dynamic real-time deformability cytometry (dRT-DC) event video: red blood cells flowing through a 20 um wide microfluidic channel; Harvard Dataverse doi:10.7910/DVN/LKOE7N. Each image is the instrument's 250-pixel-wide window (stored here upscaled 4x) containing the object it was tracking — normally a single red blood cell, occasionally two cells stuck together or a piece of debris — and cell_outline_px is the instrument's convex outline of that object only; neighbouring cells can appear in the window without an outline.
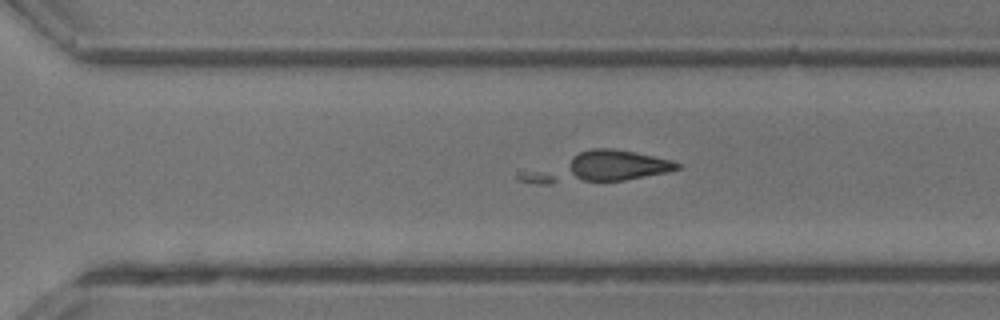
{"species": "common noctule bat (a hibernating species)", "species_latin": "Nyctalus noctula", "temperature_condition": "room temperature", "stored_images_in_passage": 26, "camera_frame_rate_fps": 3000, "um_per_image_px": 0.085, "animal": {"sex": "male", "body_mass_g": 13.3}, "frame": {"image": 1, "passage_image": 15, "time_ms": 4.667, "image_size_px": [1000, 320], "cell_outline_px": [[680, 168], [668, 172], [624, 180], [552, 184], [540, 184], [516, 180], [516, 176], [580, 152], [592, 148], [612, 148], [636, 152], [672, 160], [680, 164]], "centroid_in_image_um": [50.94, 14.23], "position_along_channel_um": 319.7, "area_um2": 26.7}}
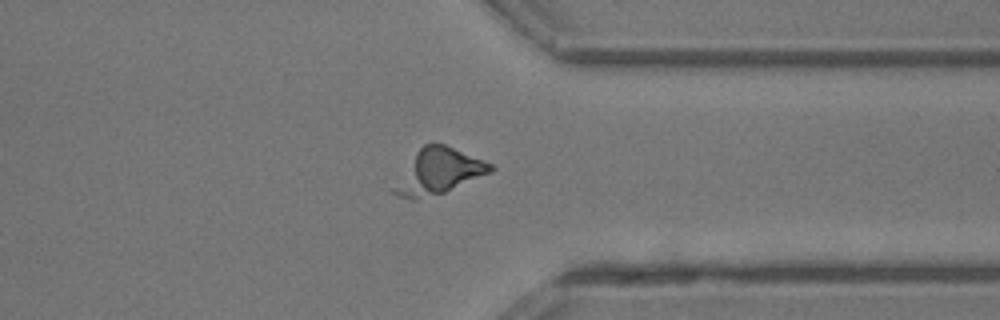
{"frame": {"image": 2, "passage_image": 18, "time_ms": 5.667, "image_size_px": [1000, 320], "cell_outline_px": [[496, 168], [492, 172], [444, 192], [416, 200], [408, 200], [388, 192], [388, 188], [416, 152], [424, 144], [444, 144], [492, 164]], "centroid_in_image_um": [37.17, 14.62], "position_along_channel_um": 374.2, "area_um2": 25.61}}
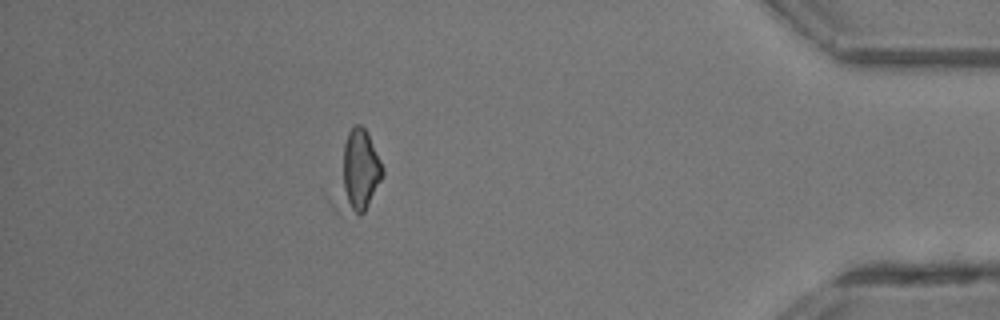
{"frame": {"image": 3, "passage_image": 22, "time_ms": 7.0, "image_size_px": [1000, 320], "cell_outline_px": [[384, 176], [364, 212], [360, 216], [340, 216], [328, 204], [328, 200], [344, 144], [348, 132], [356, 124], [360, 124], [368, 132], [384, 168]], "centroid_in_image_um": [30.27, 14.83], "position_along_channel_um": 404.9, "area_um2": 24.04}}